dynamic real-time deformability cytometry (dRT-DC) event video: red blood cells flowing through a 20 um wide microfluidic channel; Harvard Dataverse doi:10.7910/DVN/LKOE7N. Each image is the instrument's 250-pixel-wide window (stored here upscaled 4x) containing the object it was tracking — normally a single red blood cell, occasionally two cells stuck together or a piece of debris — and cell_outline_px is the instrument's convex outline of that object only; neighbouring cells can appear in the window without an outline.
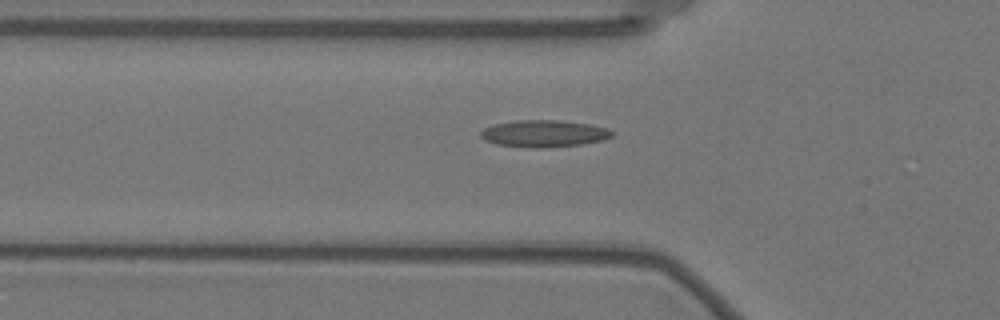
{"species": "Egyptian fruit bat (a non-hibernating species)", "species_latin": "Rousettus aegyptiacus", "temperature_condition": "warm", "stored_images_in_passage": 15, "camera_frame_rate_fps": 3000, "um_per_image_px": 0.085, "animal": {"sex": "female"}, "frame": {"image": 1, "passage_image": 3, "time_ms": 0.667, "image_size_px": [1000, 320], "cell_outline_px": [[616, 132], [612, 136], [604, 140], [580, 144], [540, 148], [532, 148], [496, 144], [484, 140], [480, 136], [480, 132], [484, 128], [496, 124], [516, 120], [560, 120], [588, 124], [604, 128]], "centroid_in_image_um": [46.22, 11.35], "position_along_channel_um": 79.6, "area_um2": 20.52}}
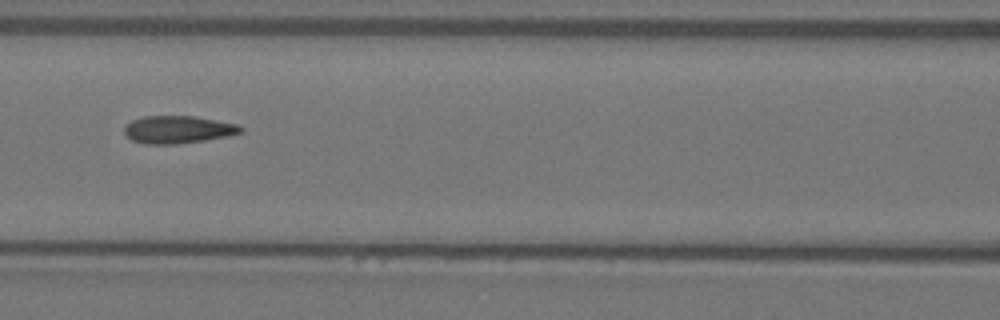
{"frame": {"image": 2, "passage_image": 9, "time_ms": 2.667, "image_size_px": [1000, 320], "cell_outline_px": [[244, 128], [240, 132], [228, 136], [204, 140], [176, 144], [144, 144], [132, 140], [124, 132], [124, 124], [132, 120], [144, 116], [192, 116], [240, 124]], "centroid_in_image_um": [15.11, 11.01], "position_along_channel_um": 151.5, "area_um2": 18.73}}
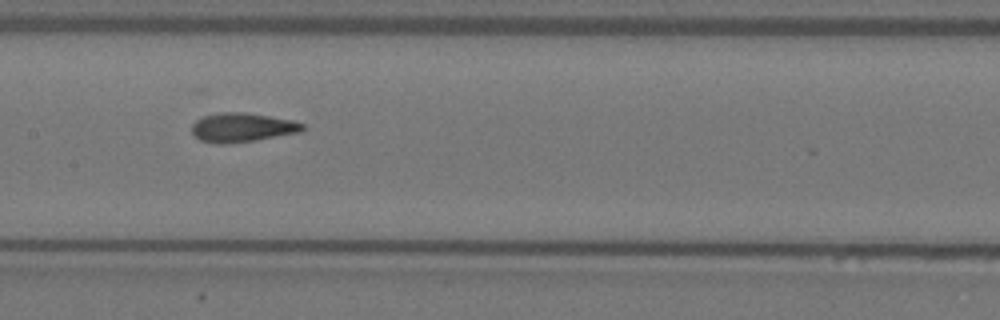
{"frame": {"image": 3, "passage_image": 12, "time_ms": 3.667, "image_size_px": [1000, 320], "cell_outline_px": [[304, 128], [300, 132], [228, 144], [216, 144], [200, 140], [192, 132], [192, 124], [196, 120], [204, 116], [220, 112], [244, 112], [292, 120], [304, 124]], "centroid_in_image_um": [20.55, 10.83], "position_along_channel_um": 186.9, "area_um2": 18.55}}